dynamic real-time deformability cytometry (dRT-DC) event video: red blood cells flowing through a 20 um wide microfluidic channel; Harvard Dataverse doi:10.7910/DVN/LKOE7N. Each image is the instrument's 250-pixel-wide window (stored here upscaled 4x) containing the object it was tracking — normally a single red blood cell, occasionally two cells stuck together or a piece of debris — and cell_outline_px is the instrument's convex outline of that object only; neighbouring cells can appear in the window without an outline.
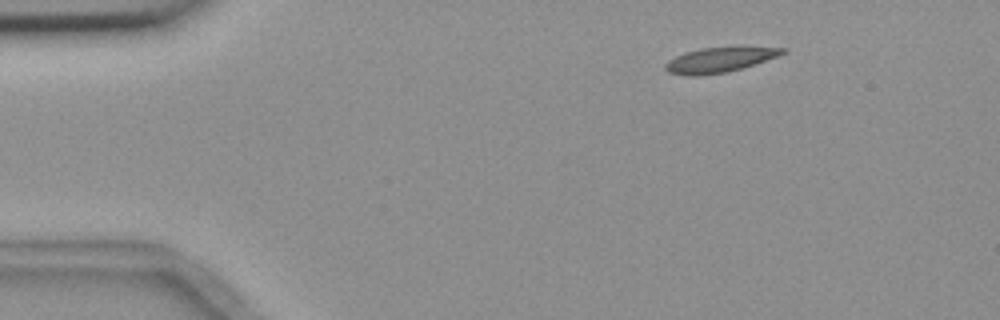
{"species": "common noctule bat (a hibernating species)", "species_latin": "Nyctalus noctula", "temperature_condition": "room temperature", "stored_images_in_passage": 10, "camera_frame_rate_fps": 3000, "um_per_image_px": 0.085, "animal": {"sex": "female", "body_mass_g": 18.4}, "frame": {"image": 1, "passage_image": 2, "time_ms": 1.333, "image_size_px": [1000, 320], "cell_outline_px": [[788, 52], [740, 68], [724, 72], [696, 76], [688, 76], [668, 72], [664, 68], [664, 64], [668, 60], [684, 52], [700, 48], [788, 48]], "centroid_in_image_um": [61.05, 5.1], "position_along_channel_um": 24.0, "area_um2": 16.42}}
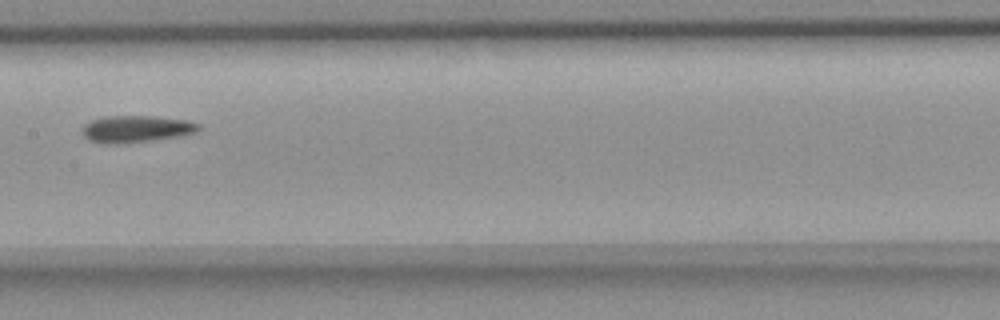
{"frame": {"image": 2, "passage_image": 7, "time_ms": 8.0, "image_size_px": [1000, 320], "cell_outline_px": [[200, 128], [196, 132], [176, 136], [152, 140], [116, 144], [108, 144], [88, 140], [84, 136], [84, 124], [92, 120], [104, 116], [152, 116], [188, 120], [200, 124]], "centroid_in_image_um": [11.57, 10.95], "position_along_channel_um": 195.8, "area_um2": 18.03}}
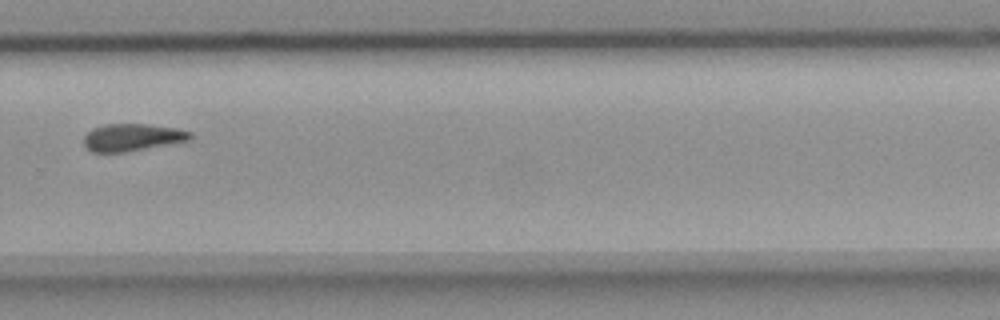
{"frame": {"image": 3, "passage_image": 10, "time_ms": 11.333, "image_size_px": [1000, 320], "cell_outline_px": [[192, 140], [128, 152], [92, 152], [84, 148], [84, 136], [92, 128], [104, 124], [148, 124], [176, 128], [192, 132]], "centroid_in_image_um": [11.25, 11.68], "position_along_channel_um": 318.6, "area_um2": 17.22}}